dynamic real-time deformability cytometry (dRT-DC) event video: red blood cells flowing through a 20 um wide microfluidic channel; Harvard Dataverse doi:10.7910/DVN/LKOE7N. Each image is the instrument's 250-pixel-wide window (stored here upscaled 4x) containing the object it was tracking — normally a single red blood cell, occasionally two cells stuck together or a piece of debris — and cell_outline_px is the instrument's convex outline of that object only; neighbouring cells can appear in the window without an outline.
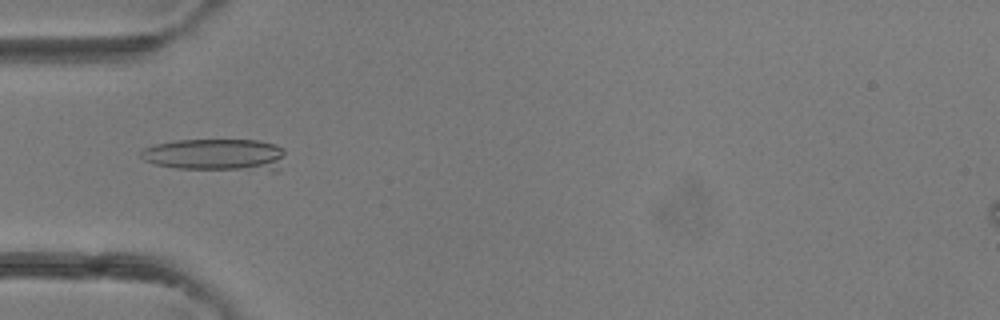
{"species": "common noctule bat (a hibernating species)", "species_latin": "Nyctalus noctula", "temperature_condition": "room temperature", "stored_images_in_passage": 31, "camera_frame_rate_fps": 3000, "um_per_image_px": 0.085, "animal": {"sex": "female"}, "frame": {"image": 1, "passage_image": 13, "time_ms": 4.0, "image_size_px": [1000, 320], "cell_outline_px": [[284, 152], [276, 172], [272, 172], [176, 168], [156, 164], [144, 160], [140, 156], [140, 152], [144, 148], [156, 144], [176, 140], [260, 140], [276, 144], [284, 148]], "centroid_in_image_um": [18.39, 13.17], "position_along_channel_um": 66.6, "area_um2": 27.51}}
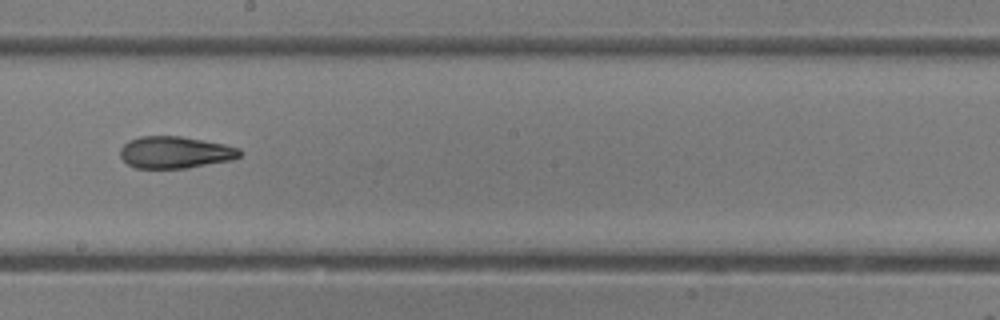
{"frame": {"image": 2, "passage_image": 23, "time_ms": 7.333, "image_size_px": [1000, 320], "cell_outline_px": [[240, 156], [232, 160], [188, 168], [136, 168], [128, 164], [120, 156], [120, 148], [128, 140], [140, 136], [180, 136], [224, 144], [240, 148]], "centroid_in_image_um": [14.87, 12.95], "position_along_channel_um": 233.3, "area_um2": 22.25}}
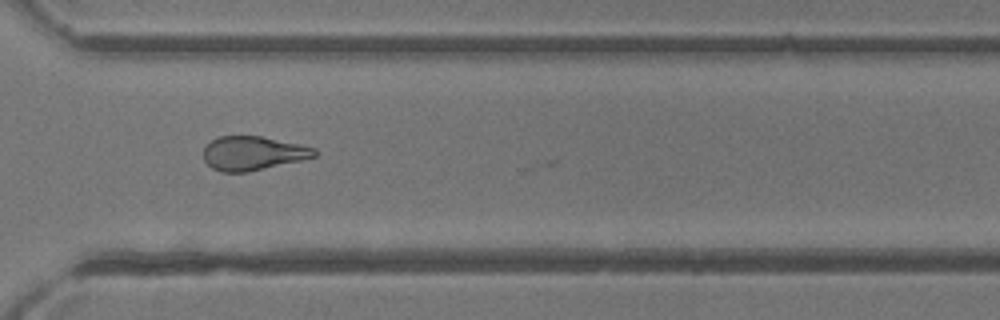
{"frame": {"image": 3, "passage_image": 30, "time_ms": 9.667, "image_size_px": [1000, 320], "cell_outline_px": [[320, 152], [316, 156], [300, 160], [248, 172], [220, 172], [212, 168], [204, 160], [204, 148], [212, 140], [220, 136], [260, 136], [300, 144], [316, 148]], "centroid_in_image_um": [21.52, 13.02], "position_along_channel_um": 349.1, "area_um2": 21.91}}